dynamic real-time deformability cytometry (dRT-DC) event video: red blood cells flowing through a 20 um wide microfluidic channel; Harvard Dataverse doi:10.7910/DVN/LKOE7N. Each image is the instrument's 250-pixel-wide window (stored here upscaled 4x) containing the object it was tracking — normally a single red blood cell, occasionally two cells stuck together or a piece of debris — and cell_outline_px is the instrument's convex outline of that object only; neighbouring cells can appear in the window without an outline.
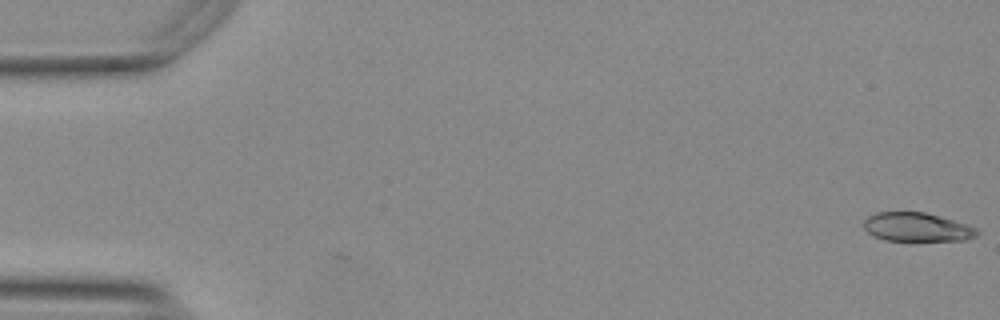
{"species": "Egyptian fruit bat (a non-hibernating species)", "species_latin": "Rousettus aegyptiacus", "temperature_condition": "warm", "stored_images_in_passage": 55, "camera_frame_rate_fps": 3000, "um_per_image_px": 0.085, "animal": {"sex": "female"}, "frame": {"image": 1, "passage_image": 1, "time_ms": 0.0, "image_size_px": [1000, 320], "cell_outline_px": [[980, 232], [976, 236], [964, 240], [884, 240], [872, 236], [864, 228], [864, 220], [868, 216], [876, 212], [924, 212], [940, 216], [976, 228]], "centroid_in_image_um": [77.9, 19.3], "position_along_channel_um": 7.1, "area_um2": 18.84}}
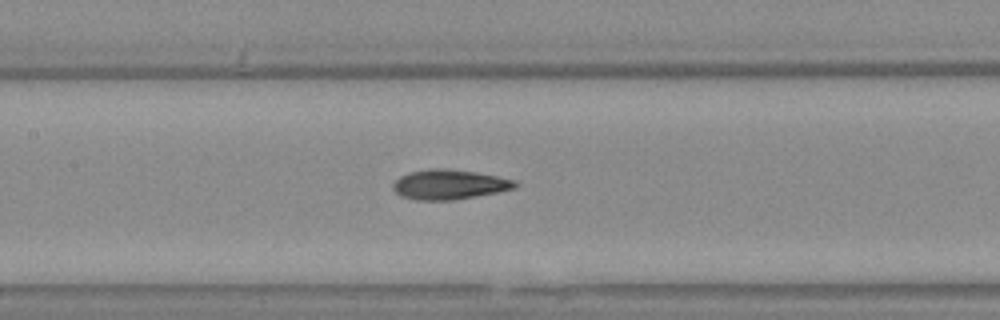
{"frame": {"image": 2, "passage_image": 26, "time_ms": 8.333, "image_size_px": [1000, 320], "cell_outline_px": [[516, 188], [476, 196], [452, 200], [416, 200], [400, 196], [392, 188], [392, 184], [400, 176], [408, 172], [428, 168], [444, 168], [472, 172], [496, 176], [516, 180]], "centroid_in_image_um": [38.13, 15.68], "position_along_channel_um": 169.3, "area_um2": 21.1}}
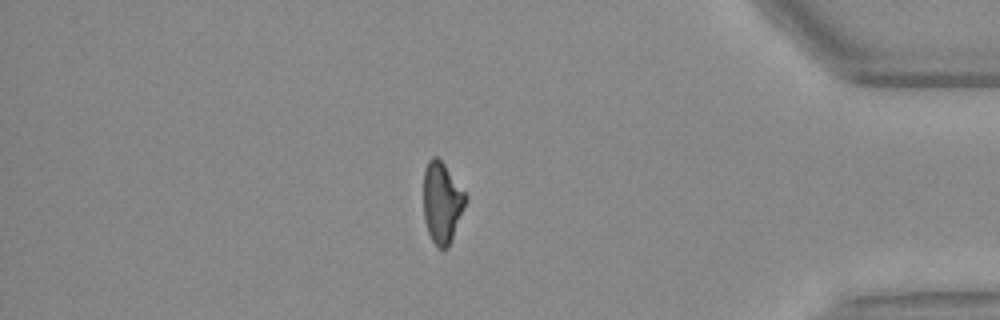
{"frame": {"image": 3, "passage_image": 47, "time_ms": 15.333, "image_size_px": [1000, 320], "cell_outline_px": [[468, 196], [452, 240], [448, 248], [440, 248], [432, 240], [428, 232], [424, 220], [424, 168], [428, 160], [432, 156], [436, 156], [444, 164]], "centroid_in_image_um": [37.56, 17.2], "position_along_channel_um": 397.6, "area_um2": 19.77}, "authors_computed_cell_mechanics": {"area_um2": 20.4034, "velocity_mm_per_s": 3.7551, "shape_relaxation_time_tau1_ms": null, "shape_relaxation_time_tau2_ms": 2.5829, "deformation_change_tau1": null, "deformation_change_tau2": 0.1022}}